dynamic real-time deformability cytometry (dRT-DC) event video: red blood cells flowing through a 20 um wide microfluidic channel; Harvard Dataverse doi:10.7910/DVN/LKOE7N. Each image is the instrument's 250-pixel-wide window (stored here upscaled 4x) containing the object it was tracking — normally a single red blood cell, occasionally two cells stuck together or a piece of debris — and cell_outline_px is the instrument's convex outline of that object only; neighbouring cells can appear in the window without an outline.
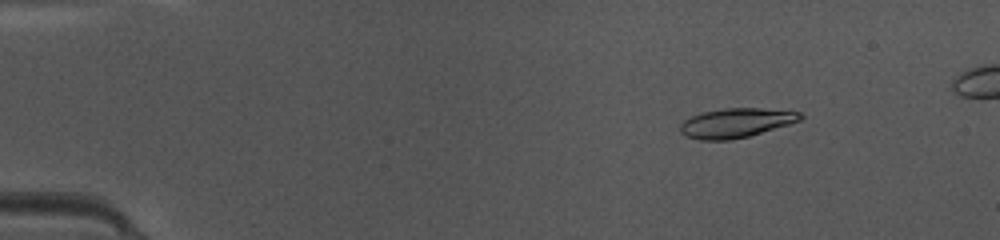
{"species": "common noctule bat (a hibernating species)", "species_latin": "Nyctalus noctula", "temperature_condition": "warm", "stored_images_in_passage": 16, "camera_frame_rate_fps": 3000, "um_per_image_px": 0.085, "animal": {"sex": "female", "body_mass_g": 10.0, "forearm_length_mm": 53.1}, "frame": {"image": 1, "passage_image": 7, "time_ms": 2.0, "image_size_px": [1000, 240], "cell_outline_px": [[804, 116], [800, 120], [788, 124], [748, 136], [732, 140], [700, 140], [688, 136], [680, 132], [680, 124], [684, 120], [692, 116], [704, 112], [724, 108], [760, 108], [800, 112]], "centroid_in_image_um": [62.54, 10.44], "position_along_channel_um": 22.5, "area_um2": 20.29}}